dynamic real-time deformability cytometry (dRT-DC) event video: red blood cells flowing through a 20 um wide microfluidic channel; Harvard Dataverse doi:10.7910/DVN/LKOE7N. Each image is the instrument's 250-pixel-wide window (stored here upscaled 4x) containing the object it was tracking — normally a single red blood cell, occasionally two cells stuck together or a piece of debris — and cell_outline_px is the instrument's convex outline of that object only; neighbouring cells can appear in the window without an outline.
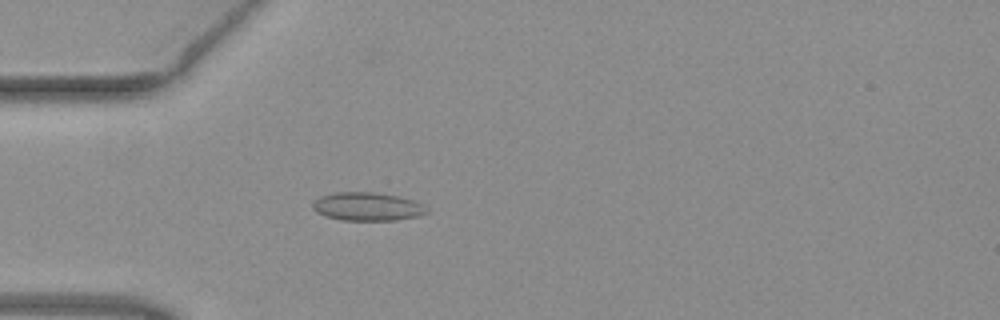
{"species": "common noctule bat (a hibernating species)", "species_latin": "Nyctalus noctula", "temperature_condition": "warm", "stored_images_in_passage": 51, "camera_frame_rate_fps": 3000, "um_per_image_px": 0.085, "animal": {"sex": "female", "body_mass_g": 19.3, "forearm_length_mm": 54.1}, "frame": {"image": 1, "passage_image": 15, "time_ms": 4.667, "image_size_px": [1000, 320], "cell_outline_px": [[428, 212], [416, 216], [396, 220], [340, 220], [324, 216], [316, 212], [312, 208], [312, 204], [320, 196], [336, 192], [372, 192], [396, 196], [412, 200], [424, 204], [428, 208]], "centroid_in_image_um": [31.2, 17.56], "position_along_channel_um": 53.8, "area_um2": 18.79}}
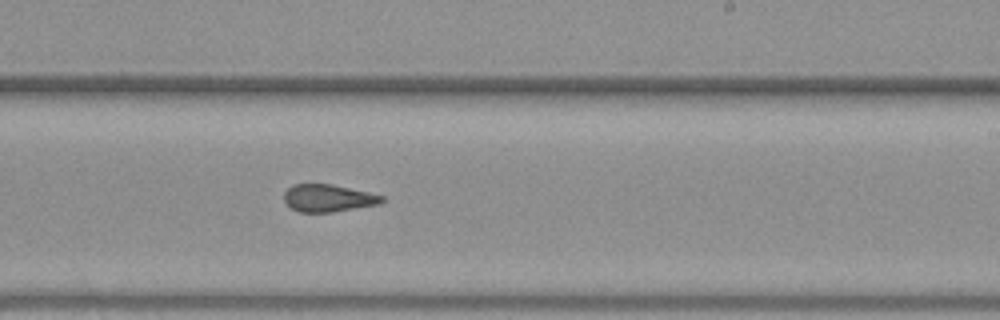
{"frame": {"image": 2, "passage_image": 31, "time_ms": 10.0, "image_size_px": [1000, 320], "cell_outline_px": [[384, 200], [380, 204], [332, 212], [296, 212], [284, 200], [284, 192], [292, 184], [332, 184], [368, 192], [384, 196]], "centroid_in_image_um": [27.89, 16.84], "position_along_channel_um": 261.1, "area_um2": 15.61}}
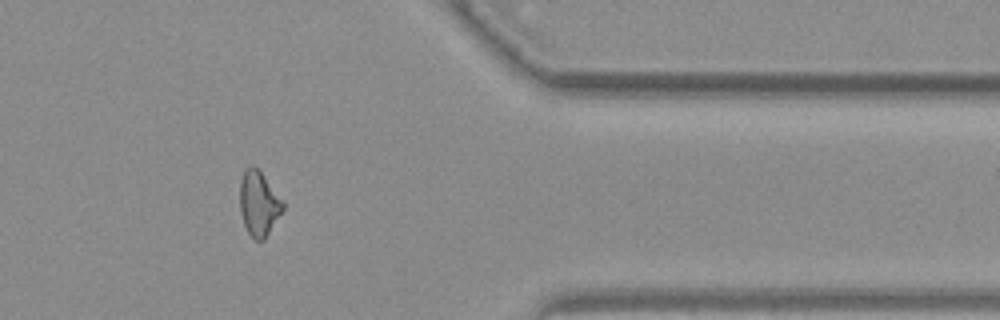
{"frame": {"image": 3, "passage_image": 42, "time_ms": 13.667, "image_size_px": [1000, 320], "cell_outline_px": [[284, 208], [264, 240], [256, 240], [248, 232], [244, 224], [240, 212], [240, 180], [244, 168], [252, 164], [260, 172], [284, 200]], "centroid_in_image_um": [21.99, 17.27], "position_along_channel_um": 389.4, "area_um2": 16.18}, "authors_computed_cell_mechanics": {"area_um2": 16.7042, "velocity_mm_per_s": 4.0396, "shape_relaxation_time_tau1_ms": null, "shape_relaxation_time_tau2_ms": 1.1417, "deformation_change_tau1": null, "deformation_change_tau2": 0.0854}}